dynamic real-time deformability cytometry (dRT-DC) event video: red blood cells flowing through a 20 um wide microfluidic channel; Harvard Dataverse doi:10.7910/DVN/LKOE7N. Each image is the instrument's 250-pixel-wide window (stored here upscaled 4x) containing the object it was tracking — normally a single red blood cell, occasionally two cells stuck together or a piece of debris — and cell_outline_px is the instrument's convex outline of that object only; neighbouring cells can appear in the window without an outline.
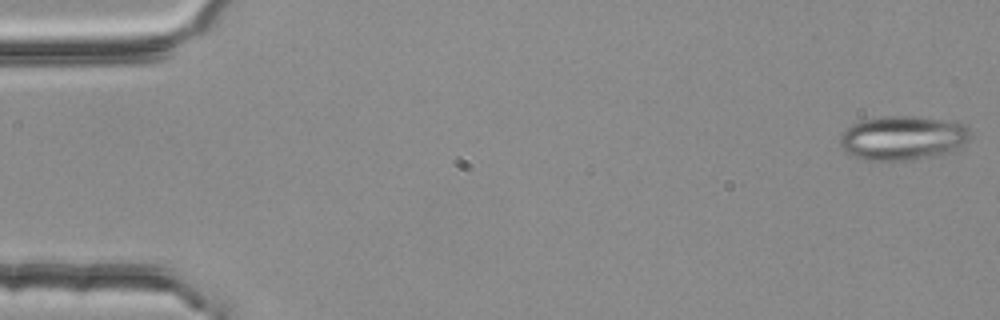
{"species": "common noctule bat (a hibernating species)", "species_latin": "Nyctalus noctula", "temperature_condition": "room temperature", "stored_images_in_passage": 54, "camera_frame_rate_fps": 3000, "um_per_image_px": 0.085, "animal": {"sex": "female", "body_mass_g": 25.1}, "frame": {"image": 1, "passage_image": 1, "time_ms": 0.0, "image_size_px": [1000, 320], "cell_outline_px": [[972, 136], [964, 144], [956, 148], [936, 156], [912, 160], [864, 160], [852, 156], [840, 148], [840, 132], [852, 124], [860, 120], [880, 116], [916, 116], [960, 120], [968, 124], [972, 132]], "centroid_in_image_um": [76.77, 11.69], "position_along_channel_um": 8.2, "area_um2": 34.62}}
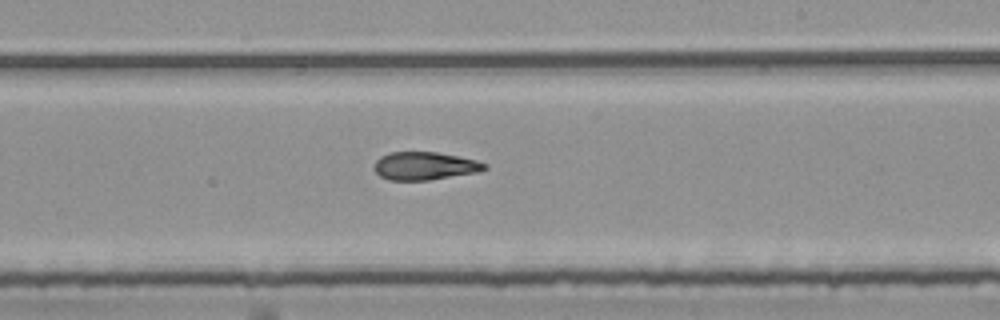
{"frame": {"image": 2, "passage_image": 32, "time_ms": 10.333, "image_size_px": [1000, 320], "cell_outline_px": [[488, 168], [476, 172], [428, 180], [388, 180], [380, 176], [372, 168], [376, 160], [380, 156], [388, 152], [436, 152], [476, 160], [488, 164]], "centroid_in_image_um": [36.05, 14.1], "position_along_channel_um": 252.9, "area_um2": 17.98}}
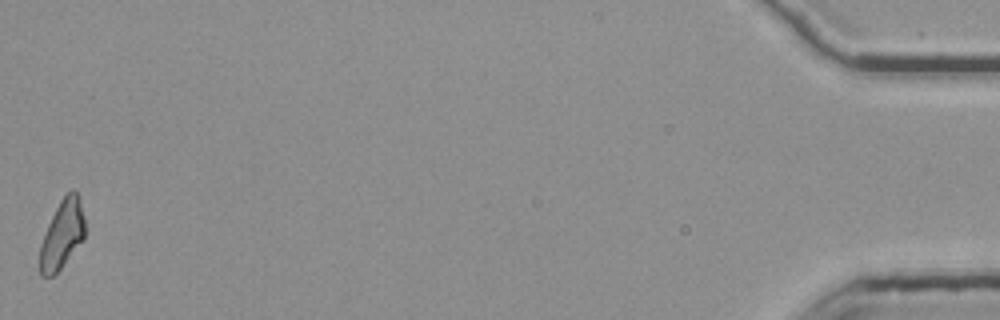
{"frame": {"image": 3, "passage_image": 54, "time_ms": 17.667, "image_size_px": [1000, 320], "cell_outline_px": [[84, 240], [60, 268], [52, 276], [40, 276], [40, 244], [48, 224], [60, 200], [72, 188], [76, 192], [80, 200], [84, 216]], "centroid_in_image_um": [5.29, 19.92], "position_along_channel_um": 429.9, "area_um2": 17.8}, "authors_computed_cell_mechanics": {"area_um2": 18.8428, "velocity_mm_per_s": 3.7835, "shape_relaxation_time_tau1_ms": 6.6875, "shape_relaxation_time_tau2_ms": 2.817, "deformation_change_tau1": 0.2019, "deformation_change_tau2": 0.1186}}